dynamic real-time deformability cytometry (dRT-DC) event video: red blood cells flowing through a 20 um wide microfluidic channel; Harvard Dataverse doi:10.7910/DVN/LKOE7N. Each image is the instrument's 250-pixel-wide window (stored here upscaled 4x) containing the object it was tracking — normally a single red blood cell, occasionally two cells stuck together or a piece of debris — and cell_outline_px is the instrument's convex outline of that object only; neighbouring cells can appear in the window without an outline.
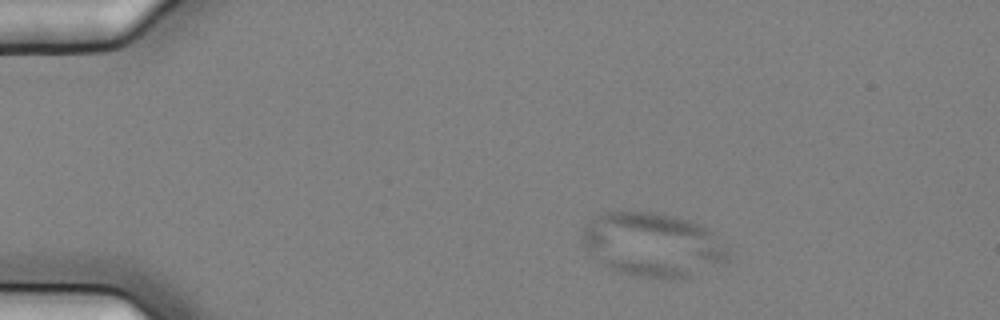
{"species": "common noctule bat (a hibernating species)", "species_latin": "Nyctalus noctula", "temperature_condition": "cold", "stored_images_in_passage": 3, "camera_frame_rate_fps": 3000, "um_per_image_px": 0.085, "animal": {"sex": "female", "body_mass_g": 25.1}, "frame": {"image": 1, "passage_image": 1, "time_ms": 0.0, "image_size_px": [1000, 320], "cell_outline_px": [[728, 260], [720, 264], [692, 276], [676, 280], [668, 280], [636, 276], [612, 272], [588, 252], [584, 244], [584, 228], [600, 212], [656, 212], [676, 216], [700, 224], [708, 228], [712, 232], [728, 252]], "centroid_in_image_um": [55.48, 20.83], "position_along_channel_um": 29.5, "area_um2": 54.51}}